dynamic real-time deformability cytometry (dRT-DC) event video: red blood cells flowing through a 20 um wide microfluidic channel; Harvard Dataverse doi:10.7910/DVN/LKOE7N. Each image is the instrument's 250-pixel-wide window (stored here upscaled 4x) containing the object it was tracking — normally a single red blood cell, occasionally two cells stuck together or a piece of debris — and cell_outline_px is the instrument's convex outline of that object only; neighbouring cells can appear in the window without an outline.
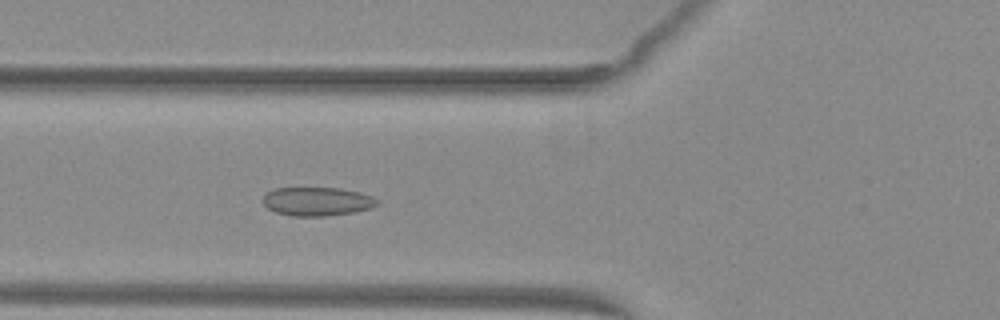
{"species": "common noctule bat (a hibernating species)", "species_latin": "Nyctalus noctula", "temperature_condition": "warm", "stored_images_in_passage": 51, "camera_frame_rate_fps": 3000, "um_per_image_px": 0.085, "animal": {"sex": "female", "body_mass_g": 29.2, "forearm_length_mm": 56.3}, "frame": {"image": 1, "passage_image": 19, "time_ms": 6.0, "image_size_px": [1000, 320], "cell_outline_px": [[380, 204], [372, 208], [356, 212], [324, 216], [292, 216], [276, 212], [268, 208], [264, 204], [264, 196], [268, 192], [276, 188], [340, 188], [360, 192], [372, 196], [380, 200]], "centroid_in_image_um": [27.03, 17.13], "position_along_channel_um": 98.8, "area_um2": 19.19}}
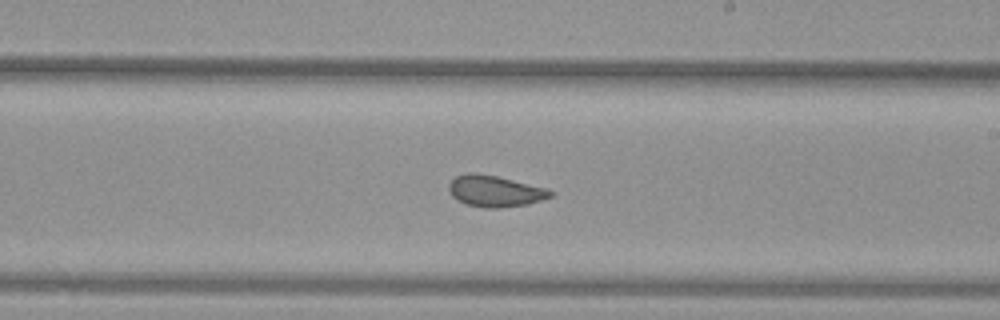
{"frame": {"image": 2, "passage_image": 30, "time_ms": 9.667, "image_size_px": [1000, 320], "cell_outline_px": [[556, 192], [552, 196], [528, 204], [500, 208], [484, 208], [464, 204], [456, 200], [448, 192], [448, 184], [456, 176], [468, 172], [476, 172], [496, 176], [548, 188]], "centroid_in_image_um": [42.05, 16.25], "position_along_channel_um": 246.9, "area_um2": 18.84}}
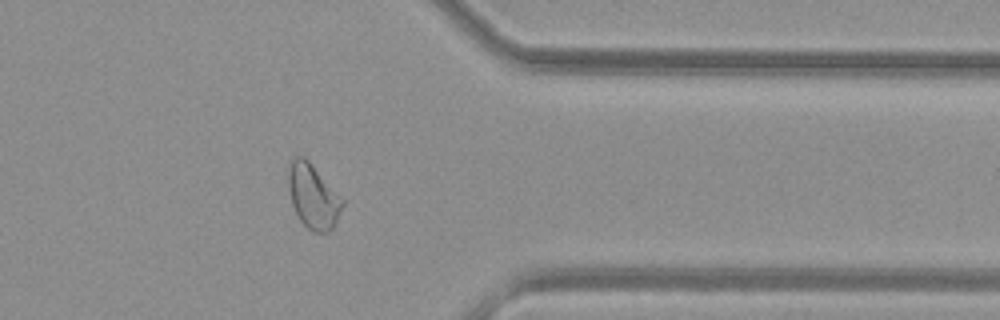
{"frame": {"image": 3, "passage_image": 41, "time_ms": 13.333, "image_size_px": [1000, 320], "cell_outline_px": [[344, 204], [332, 228], [328, 232], [312, 232], [300, 220], [292, 204], [288, 188], [288, 164], [292, 156], [304, 156], [308, 160], [344, 200]], "centroid_in_image_um": [26.58, 16.66], "position_along_channel_um": 384.8, "area_um2": 20.17}, "authors_computed_cell_mechanics": {"area_um2": 20.23, "velocity_mm_per_s": 4.0315, "shape_relaxation_time_tau1_ms": null, "shape_relaxation_time_tau2_ms": 1.1802, "deformation_change_tau1": null, "deformation_change_tau2": 0.0517}}